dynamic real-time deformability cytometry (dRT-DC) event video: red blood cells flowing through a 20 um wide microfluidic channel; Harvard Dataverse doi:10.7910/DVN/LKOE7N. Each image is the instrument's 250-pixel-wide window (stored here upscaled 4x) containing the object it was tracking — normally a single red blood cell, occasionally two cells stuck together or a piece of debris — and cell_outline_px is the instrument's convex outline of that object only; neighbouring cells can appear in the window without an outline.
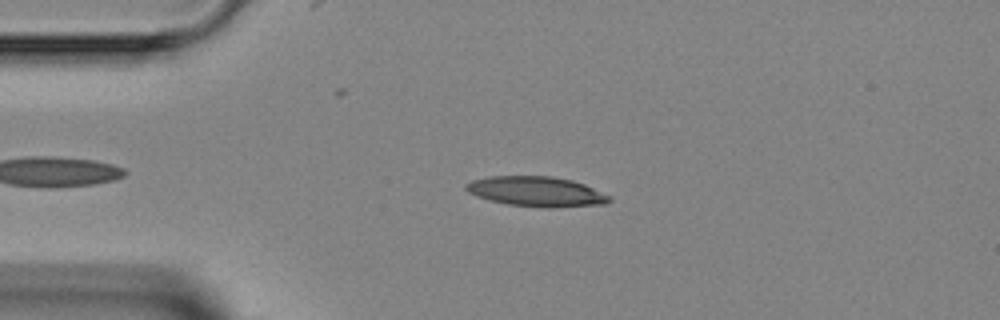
{"species": "Egyptian fruit bat (a non-hibernating species)", "species_latin": "Rousettus aegyptiacus", "temperature_condition": "room temperature", "stored_images_in_passage": 3, "camera_frame_rate_fps": 3000, "um_per_image_px": 0.085, "animal": {"sex": "female"}, "frame": {"image": 1, "passage_image": 3, "time_ms": 2.333, "image_size_px": [1000, 320], "cell_outline_px": [[612, 200], [604, 204], [552, 208], [544, 208], [508, 204], [488, 200], [476, 196], [468, 192], [464, 188], [464, 184], [472, 180], [488, 176], [552, 176], [572, 180], [584, 184], [608, 196]], "centroid_in_image_um": [45.54, 16.28], "position_along_channel_um": 39.5, "area_um2": 25.09}}